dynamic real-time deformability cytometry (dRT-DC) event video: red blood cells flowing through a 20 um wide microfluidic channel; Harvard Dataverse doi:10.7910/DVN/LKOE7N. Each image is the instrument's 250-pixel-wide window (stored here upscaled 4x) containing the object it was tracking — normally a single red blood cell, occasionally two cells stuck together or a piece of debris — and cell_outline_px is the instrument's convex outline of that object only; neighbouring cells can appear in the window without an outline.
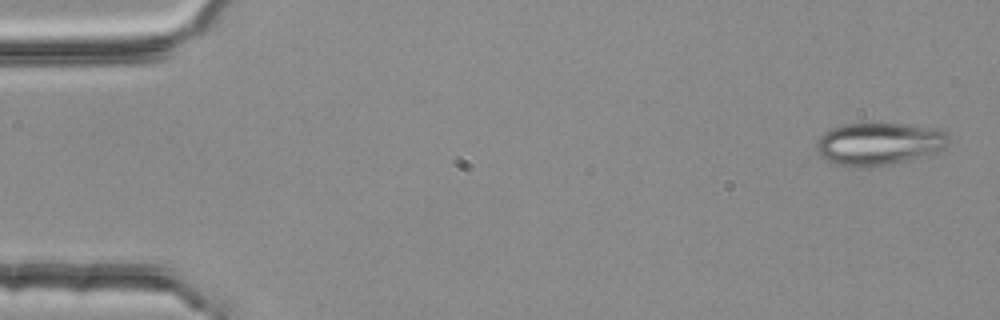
{"species": "common noctule bat (a hibernating species)", "species_latin": "Nyctalus noctula", "temperature_condition": "room temperature", "stored_images_in_passage": 5, "segment_of_instrument_passage": [2, 2], "camera_frame_rate_fps": 3000, "um_per_image_px": 0.085, "animal": {"sex": "female", "body_mass_g": 25.1}, "frame": {"image": 1, "passage_image": 5, "time_ms": 1.333, "image_size_px": [1000, 320], "cell_outline_px": [[948, 144], [944, 148], [936, 152], [920, 156], [884, 164], [836, 164], [820, 156], [816, 152], [816, 144], [820, 136], [824, 132], [832, 128], [848, 124], [900, 124], [924, 128], [944, 132], [948, 140]], "centroid_in_image_um": [74.64, 12.19], "position_along_channel_um": 10.4, "area_um2": 30.98}}